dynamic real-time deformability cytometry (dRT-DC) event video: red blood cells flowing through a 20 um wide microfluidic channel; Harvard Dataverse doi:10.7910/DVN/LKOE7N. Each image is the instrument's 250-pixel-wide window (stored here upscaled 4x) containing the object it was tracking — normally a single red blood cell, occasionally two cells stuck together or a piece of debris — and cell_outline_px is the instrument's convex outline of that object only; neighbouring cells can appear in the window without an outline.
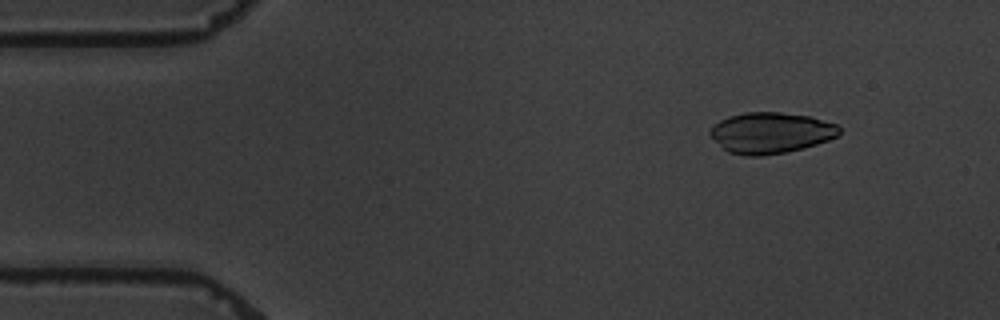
{"species": "common noctule bat (a hibernating species)", "species_latin": "Nyctalus noctula", "temperature_condition": "warm", "stored_images_in_passage": 5, "camera_frame_rate_fps": 3000, "um_per_image_px": 0.085, "animal": {"sex": "male", "body_mass_g": 19.5, "forearm_length_mm": 54.6}, "frame": {"image": 1, "passage_image": 2, "time_ms": 1.0, "image_size_px": [1000, 320], "cell_outline_px": [[840, 132], [836, 136], [828, 140], [804, 148], [788, 152], [760, 156], [748, 156], [728, 152], [708, 132], [720, 120], [728, 116], [744, 112], [780, 112], [812, 116], [836, 124], [840, 128]], "centroid_in_image_um": [65.54, 11.28], "position_along_channel_um": 19.5, "area_um2": 30.75}}